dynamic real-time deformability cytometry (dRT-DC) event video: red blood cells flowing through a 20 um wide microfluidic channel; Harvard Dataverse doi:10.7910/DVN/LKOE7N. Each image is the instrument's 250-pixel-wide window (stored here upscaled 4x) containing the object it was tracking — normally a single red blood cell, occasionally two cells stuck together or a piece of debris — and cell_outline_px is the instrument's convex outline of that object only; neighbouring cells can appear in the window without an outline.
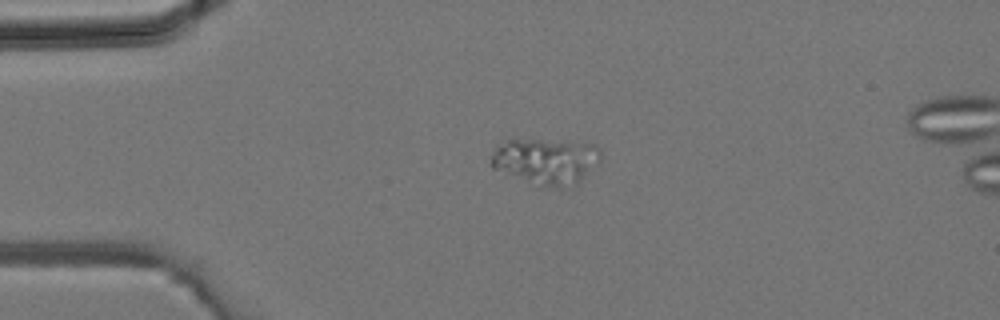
{"species": "common noctule bat (a hibernating species)", "species_latin": "Nyctalus noctula", "temperature_condition": "room temperature", "stored_images_in_passage": 3, "camera_frame_rate_fps": 3000, "um_per_image_px": 0.085, "animal": {"sex": "male", "body_mass_g": 19.2, "forearm_length_mm": 51.8}, "frame": {"image": 1, "passage_image": 2, "time_ms": 0.333, "image_size_px": [1000, 320], "cell_outline_px": [[600, 160], [576, 184], [560, 188], [540, 188], [492, 168], [492, 152], [496, 148], [508, 140], [564, 140], [596, 144], [600, 148]], "centroid_in_image_um": [46.42, 13.72], "position_along_channel_um": 38.6, "area_um2": 29.71}}